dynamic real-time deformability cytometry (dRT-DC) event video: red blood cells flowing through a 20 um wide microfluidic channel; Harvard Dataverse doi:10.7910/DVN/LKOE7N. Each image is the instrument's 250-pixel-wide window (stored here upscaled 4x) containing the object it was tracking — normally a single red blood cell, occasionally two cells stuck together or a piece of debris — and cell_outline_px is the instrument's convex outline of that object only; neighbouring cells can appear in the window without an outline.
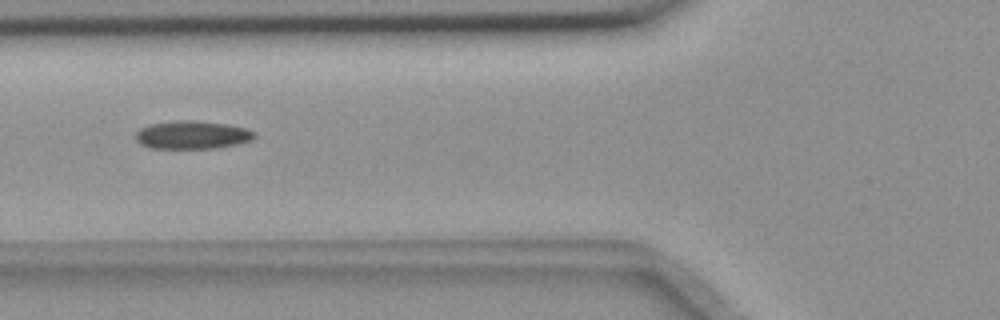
{"species": "common noctule bat (a hibernating species)", "species_latin": "Nyctalus noctula", "temperature_condition": "room temperature", "stored_images_in_passage": 30, "camera_frame_rate_fps": 3000, "um_per_image_px": 0.085, "animal": {"sex": "female", "body_mass_g": 18.4}, "frame": {"image": 1, "passage_image": 5, "time_ms": 1.333, "image_size_px": [1000, 320], "cell_outline_px": [[256, 136], [252, 140], [236, 144], [216, 148], [148, 148], [140, 144], [136, 140], [136, 132], [140, 128], [152, 124], [176, 120], [196, 120], [228, 124], [244, 128], [256, 132]], "centroid_in_image_um": [16.34, 11.46], "position_along_channel_um": 109.5, "area_um2": 19.54}}
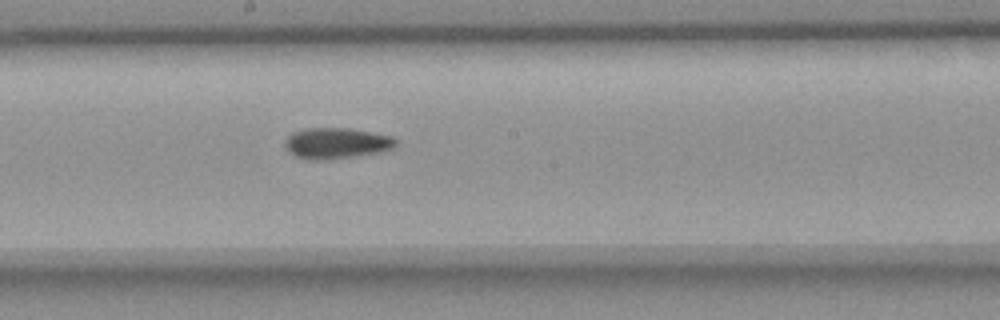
{"frame": {"image": 2, "passage_image": 14, "time_ms": 4.333, "image_size_px": [1000, 320], "cell_outline_px": [[396, 144], [392, 148], [380, 152], [328, 160], [312, 160], [296, 156], [288, 152], [284, 144], [284, 140], [292, 132], [304, 128], [348, 128], [392, 136], [396, 140]], "centroid_in_image_um": [28.55, 12.17], "position_along_channel_um": 219.7, "area_um2": 20.0}}
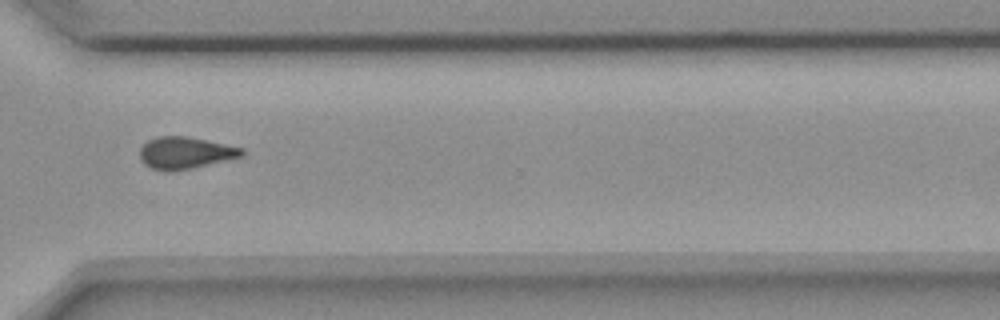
{"frame": {"image": 3, "passage_image": 25, "time_ms": 8.0, "image_size_px": [1000, 320], "cell_outline_px": [[244, 156], [192, 168], [172, 172], [164, 172], [152, 168], [144, 164], [140, 160], [140, 148], [148, 140], [156, 136], [188, 136], [244, 148]], "centroid_in_image_um": [15.73, 13.0], "position_along_channel_um": 354.9, "area_um2": 19.19}, "authors_computed_cell_mechanics": {"area_um2": 19.3341, "velocity_mm_per_s": 3.677, "shape_relaxation_time_tau1_ms": null, "shape_relaxation_time_tau2_ms": 8.1416, "deformation_change_tau1": null, "deformation_change_tau2": 0.1748}}